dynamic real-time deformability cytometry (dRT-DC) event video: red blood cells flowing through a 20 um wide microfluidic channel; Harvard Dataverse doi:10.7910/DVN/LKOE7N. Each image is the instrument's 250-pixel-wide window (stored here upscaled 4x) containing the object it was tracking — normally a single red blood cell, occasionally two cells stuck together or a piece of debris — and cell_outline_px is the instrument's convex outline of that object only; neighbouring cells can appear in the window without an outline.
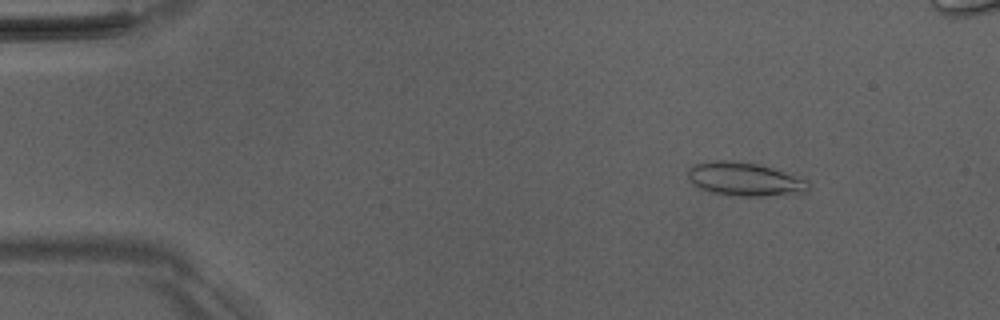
{"species": "Egyptian fruit bat (a non-hibernating species)", "species_latin": "Rousettus aegyptiacus", "temperature_condition": "room temperature", "stored_images_in_passage": 51, "segment_of_instrument_passage": [1, 2], "camera_frame_rate_fps": 3000, "um_per_image_px": 0.085, "animal": {"sex": "male"}, "frame": {"image": 1, "passage_image": 6, "time_ms": 1.667, "image_size_px": [1000, 320], "cell_outline_px": [[808, 192], [756, 196], [740, 196], [712, 192], [700, 188], [692, 184], [688, 180], [688, 168], [692, 164], [716, 160], [724, 160], [756, 164], [772, 168], [808, 180]], "centroid_in_image_um": [63.25, 15.23], "position_along_channel_um": 21.8, "area_um2": 23.24}}
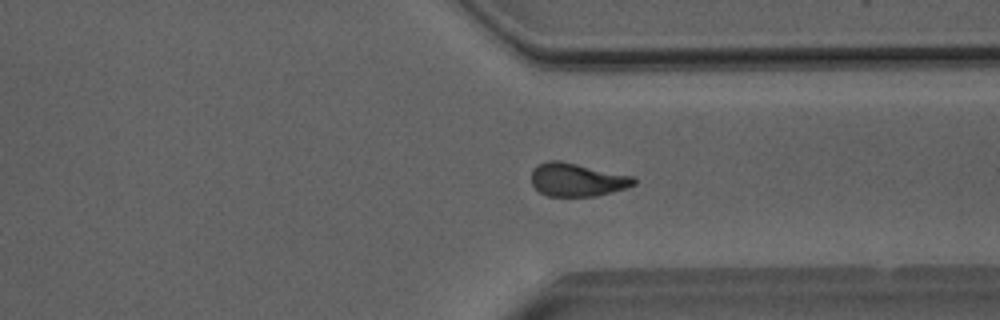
{"frame": {"image": 2, "passage_image": 38, "time_ms": 12.333, "image_size_px": [1000, 320], "cell_outline_px": [[636, 184], [624, 188], [596, 196], [548, 196], [540, 192], [532, 184], [532, 168], [536, 164], [548, 160], [560, 160], [636, 176]], "centroid_in_image_um": [49.05, 15.25], "position_along_channel_um": 362.3, "area_um2": 20.06}}
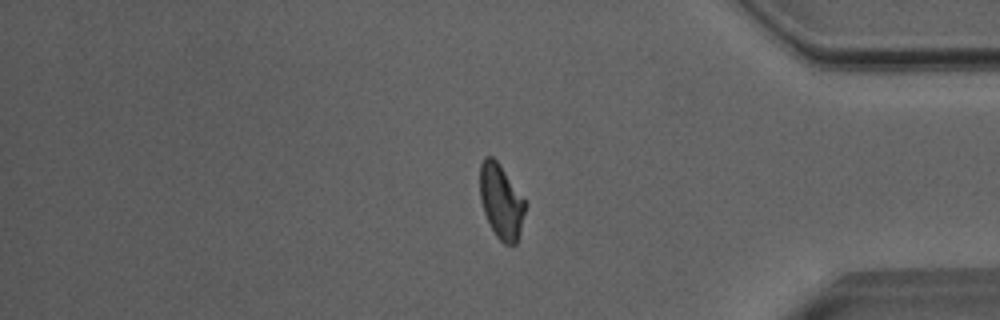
{"frame": {"image": 3, "passage_image": 42, "time_ms": 13.667, "image_size_px": [1000, 320], "cell_outline_px": [[528, 204], [516, 244], [504, 244], [496, 236], [484, 212], [480, 200], [480, 164], [484, 156], [492, 156], [496, 160]], "centroid_in_image_um": [42.6, 17.12], "position_along_channel_um": 392.6, "area_um2": 19.54}}